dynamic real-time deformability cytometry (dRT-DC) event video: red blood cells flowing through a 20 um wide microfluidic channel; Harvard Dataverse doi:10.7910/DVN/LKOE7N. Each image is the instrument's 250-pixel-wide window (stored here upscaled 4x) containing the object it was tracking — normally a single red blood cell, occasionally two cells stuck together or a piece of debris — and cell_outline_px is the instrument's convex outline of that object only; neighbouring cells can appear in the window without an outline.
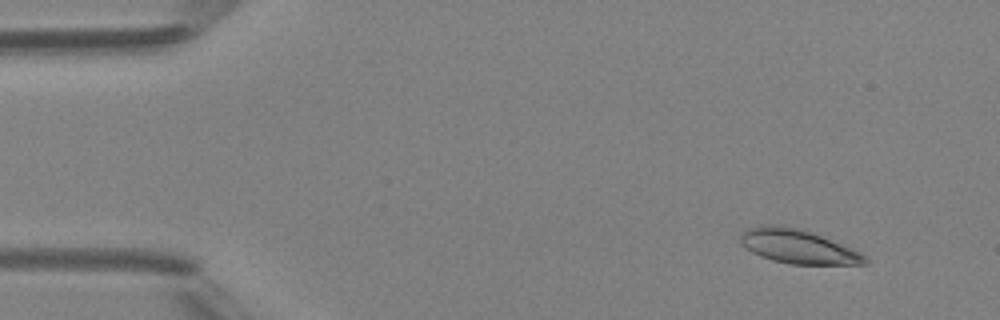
{"species": "Egyptian fruit bat (a non-hibernating species)", "species_latin": "Rousettus aegyptiacus", "temperature_condition": "room temperature", "stored_images_in_passage": 5, "camera_frame_rate_fps": 3000, "um_per_image_px": 0.085, "animal": {"sex": "female"}, "frame": {"image": 1, "passage_image": 2, "time_ms": 1.0, "image_size_px": [1000, 320], "cell_outline_px": [[868, 264], [788, 264], [772, 260], [760, 256], [752, 252], [740, 244], [740, 236], [748, 228], [764, 224], [784, 224], [800, 228], [812, 232], [860, 252], [868, 260]], "centroid_in_image_um": [67.78, 20.93], "position_along_channel_um": 17.2, "area_um2": 24.74}}
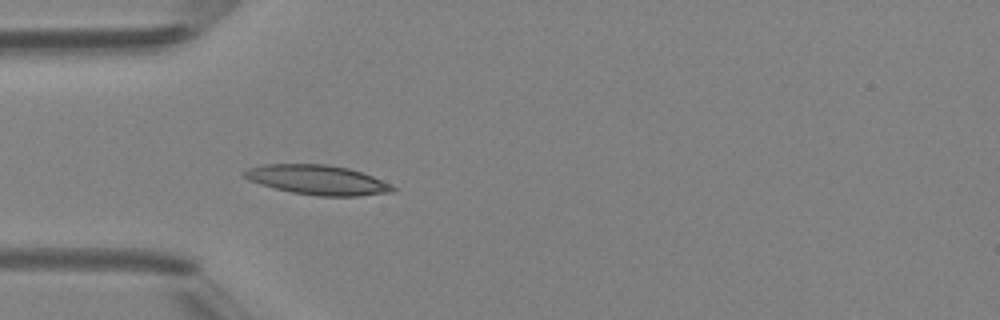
{"frame": {"image": 2, "passage_image": 5, "time_ms": 4.333, "image_size_px": [1000, 320], "cell_outline_px": [[396, 192], [360, 196], [316, 196], [292, 192], [260, 184], [248, 180], [240, 172], [248, 168], [264, 164], [328, 164], [348, 168], [372, 176], [392, 184], [396, 188]], "centroid_in_image_um": [27.01, 15.29], "position_along_channel_um": 58.0, "area_um2": 25.78}}